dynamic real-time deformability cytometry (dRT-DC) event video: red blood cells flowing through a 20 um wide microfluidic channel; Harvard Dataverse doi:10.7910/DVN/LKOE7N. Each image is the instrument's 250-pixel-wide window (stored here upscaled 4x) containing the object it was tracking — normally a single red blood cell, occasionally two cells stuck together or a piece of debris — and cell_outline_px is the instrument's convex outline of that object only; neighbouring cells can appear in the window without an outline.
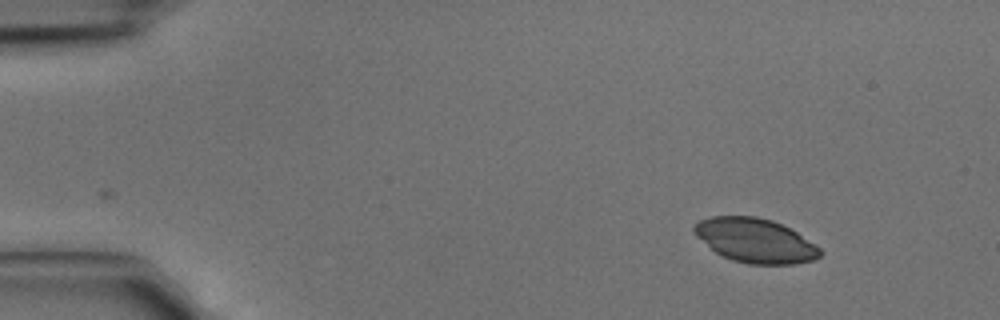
{"species": "common noctule bat (a hibernating species)", "species_latin": "Nyctalus noctula", "temperature_condition": "cold", "stored_images_in_passage": 2, "camera_frame_rate_fps": 3000, "um_per_image_px": 0.085, "animal": {"sex": "male", "body_mass_g": 15.6}, "frame": {"image": 1, "passage_image": 2, "time_ms": 0.333, "image_size_px": [1000, 320], "cell_outline_px": [[824, 252], [820, 256], [812, 260], [792, 264], [748, 264], [732, 260], [716, 252], [696, 236], [692, 232], [692, 224], [700, 220], [712, 216], [756, 216], [772, 220], [796, 232], [816, 244]], "centroid_in_image_um": [64.18, 20.44], "position_along_channel_um": 20.8, "area_um2": 32.43}}